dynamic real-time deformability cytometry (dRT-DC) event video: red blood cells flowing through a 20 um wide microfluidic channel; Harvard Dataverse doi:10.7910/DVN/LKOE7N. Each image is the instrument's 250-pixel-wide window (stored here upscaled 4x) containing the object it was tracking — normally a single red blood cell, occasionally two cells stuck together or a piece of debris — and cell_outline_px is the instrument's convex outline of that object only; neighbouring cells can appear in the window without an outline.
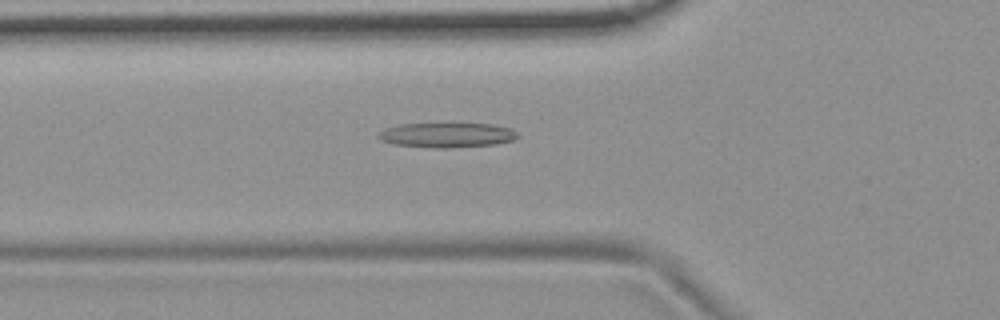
{"species": "common noctule bat (a hibernating species)", "species_latin": "Nyctalus noctula", "temperature_condition": "room temperature", "stored_images_in_passage": 5, "camera_frame_rate_fps": 3000, "um_per_image_px": 0.085, "animal": {"sex": "female", "body_mass_g": 19.9}, "frame": {"image": 1, "passage_image": 5, "time_ms": 1.333, "image_size_px": [1000, 320], "cell_outline_px": [[520, 136], [512, 140], [496, 144], [448, 148], [436, 148], [396, 144], [380, 140], [376, 136], [384, 128], [400, 124], [492, 124], [512, 128]], "centroid_in_image_um": [38.0, 11.48], "position_along_channel_um": 87.8, "area_um2": 20.0}}